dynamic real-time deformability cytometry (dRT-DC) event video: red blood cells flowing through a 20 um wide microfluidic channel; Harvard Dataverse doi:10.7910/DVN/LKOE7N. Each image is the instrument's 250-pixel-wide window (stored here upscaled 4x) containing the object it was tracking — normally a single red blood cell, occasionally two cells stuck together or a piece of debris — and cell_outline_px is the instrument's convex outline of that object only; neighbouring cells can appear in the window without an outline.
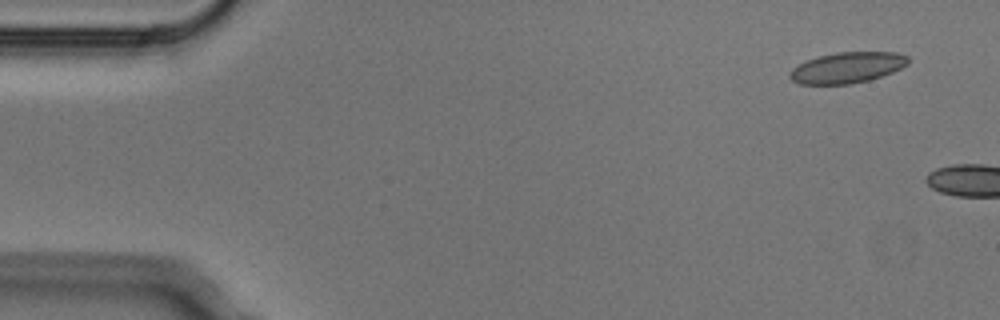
{"species": "Egyptian fruit bat (a non-hibernating species)", "species_latin": "Rousettus aegyptiacus", "temperature_condition": "cold", "stored_images_in_passage": 2, "camera_frame_rate_fps": 3000, "um_per_image_px": 0.085, "animal": {"sex": "male"}, "frame": {"image": 1, "passage_image": 1, "time_ms": 0.0, "image_size_px": [1000, 320], "cell_outline_px": [[908, 64], [892, 72], [868, 80], [848, 84], [800, 84], [792, 80], [788, 76], [788, 72], [792, 68], [816, 56], [836, 52], [896, 52], [908, 56]], "centroid_in_image_um": [71.98, 5.74], "position_along_channel_um": 13.0, "area_um2": 21.21}}